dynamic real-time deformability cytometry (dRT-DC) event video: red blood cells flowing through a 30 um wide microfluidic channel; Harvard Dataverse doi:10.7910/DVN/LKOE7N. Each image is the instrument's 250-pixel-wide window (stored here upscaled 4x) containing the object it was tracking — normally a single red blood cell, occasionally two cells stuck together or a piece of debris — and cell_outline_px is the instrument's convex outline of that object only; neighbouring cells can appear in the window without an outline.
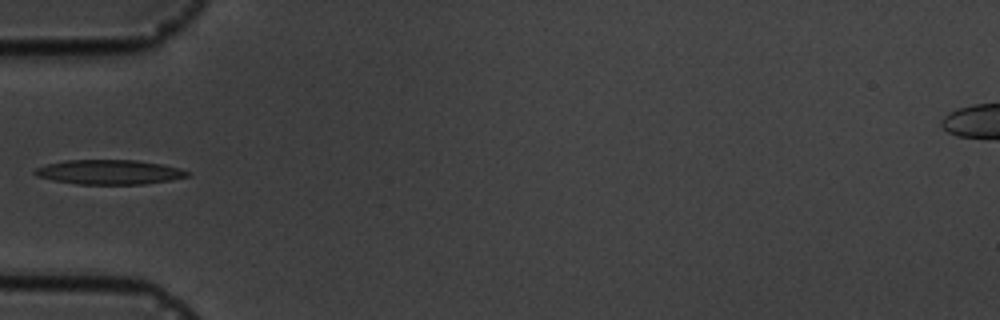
{"species": "common noctule bat (a hibernating species)", "species_latin": "Nyctalus noctula", "temperature_condition": "cold", "stored_images_in_passage": 3, "camera_frame_rate_fps": 3000, "um_per_image_px": 0.085, "animal": {"sex": "male", "body_mass_g": 19.5, "forearm_length_mm": 54.6}, "frame": {"image": 1, "passage_image": 3, "time_ms": 3.0, "image_size_px": [1000, 320], "cell_outline_px": [[188, 176], [172, 180], [144, 184], [76, 184], [52, 180], [36, 176], [32, 172], [36, 168], [48, 164], [64, 160], [136, 160], [164, 164], [180, 168], [188, 172]], "centroid_in_image_um": [9.28, 14.62], "position_along_channel_um": 75.7, "area_um2": 21.91}}